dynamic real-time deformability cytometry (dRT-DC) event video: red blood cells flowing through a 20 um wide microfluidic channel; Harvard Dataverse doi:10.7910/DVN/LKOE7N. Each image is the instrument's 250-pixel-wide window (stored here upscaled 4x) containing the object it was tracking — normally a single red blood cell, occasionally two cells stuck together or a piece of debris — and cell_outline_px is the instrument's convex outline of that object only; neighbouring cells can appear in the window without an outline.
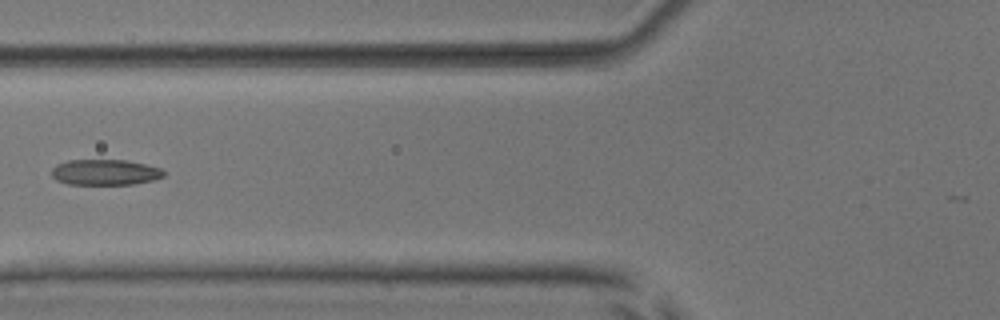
{"species": "common noctule bat (a hibernating species)", "species_latin": "Nyctalus noctula", "temperature_condition": "room temperature", "stored_images_in_passage": 6, "camera_frame_rate_fps": 3000, "um_per_image_px": 0.085, "animal": {"sex": "male", "body_mass_g": 17.9, "forearm_length_mm": 54.2}, "frame": {"image": 1, "passage_image": 6, "time_ms": 5.667, "image_size_px": [1000, 320], "cell_outline_px": [[164, 176], [152, 180], [136, 184], [68, 184], [56, 180], [52, 176], [52, 168], [56, 164], [68, 160], [124, 160], [144, 164], [160, 168], [164, 172]], "centroid_in_image_um": [8.9, 14.64], "position_along_channel_um": 116.9, "area_um2": 16.7}}